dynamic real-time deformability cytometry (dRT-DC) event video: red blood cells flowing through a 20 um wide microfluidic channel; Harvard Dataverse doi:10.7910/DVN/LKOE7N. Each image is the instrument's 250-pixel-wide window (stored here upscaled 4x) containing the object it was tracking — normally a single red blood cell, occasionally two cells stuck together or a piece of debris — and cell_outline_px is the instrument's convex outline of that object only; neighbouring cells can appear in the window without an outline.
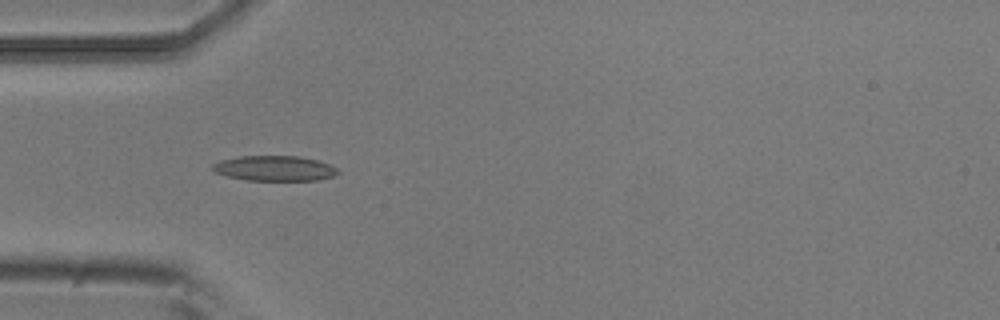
{"species": "common noctule bat (a hibernating species)", "species_latin": "Nyctalus noctula", "temperature_condition": "room temperature", "stored_images_in_passage": 6, "camera_frame_rate_fps": 3000, "um_per_image_px": 0.085, "animal": {"sex": "male", "body_mass_g": 20.5, "forearm_length_mm": 52.5}, "frame": {"image": 1, "passage_image": 5, "time_ms": 1.333, "image_size_px": [1000, 320], "cell_outline_px": [[340, 172], [332, 176], [316, 180], [244, 180], [228, 176], [216, 172], [208, 168], [212, 164], [220, 160], [240, 156], [300, 156], [316, 160], [328, 164], [336, 168]], "centroid_in_image_um": [23.28, 14.3], "position_along_channel_um": 61.7, "area_um2": 18.32}}
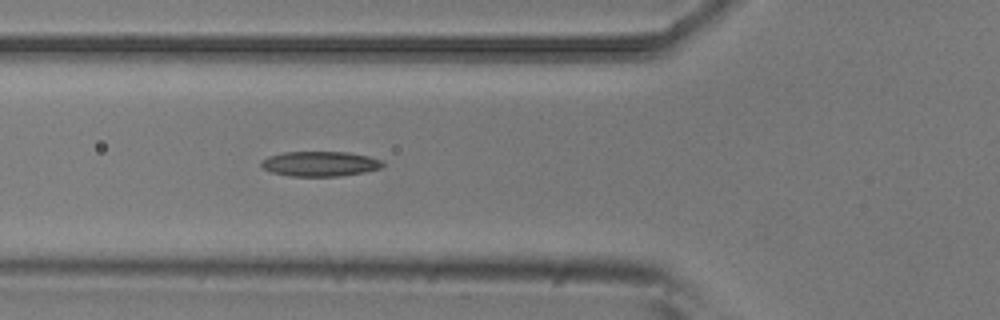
{"frame": {"image": 2, "passage_image": 6, "time_ms": 1.667, "image_size_px": [1000, 320], "cell_outline_px": [[384, 164], [380, 168], [364, 172], [340, 176], [288, 176], [272, 172], [264, 168], [260, 164], [260, 160], [268, 156], [284, 152], [348, 152], [368, 156], [380, 160]], "centroid_in_image_um": [27.17, 13.92], "position_along_channel_um": 98.6, "area_um2": 17.63}}